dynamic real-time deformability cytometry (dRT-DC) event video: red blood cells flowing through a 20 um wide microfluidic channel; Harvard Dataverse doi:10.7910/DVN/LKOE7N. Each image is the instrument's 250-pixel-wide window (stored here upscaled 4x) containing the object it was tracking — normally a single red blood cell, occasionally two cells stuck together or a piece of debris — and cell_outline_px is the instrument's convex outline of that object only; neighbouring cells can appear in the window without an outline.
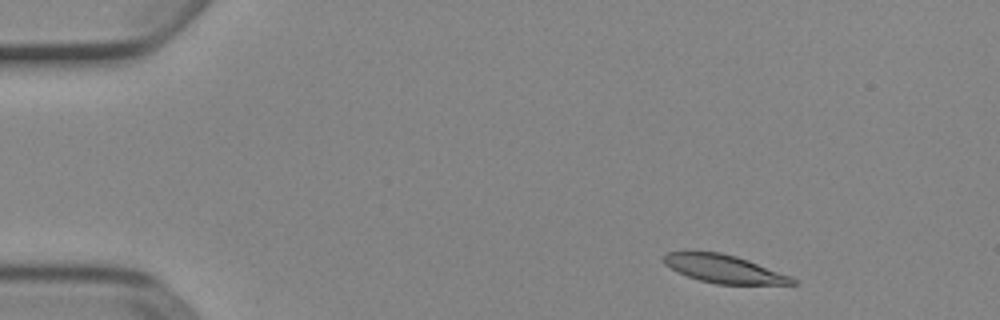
{"species": "Egyptian fruit bat (a non-hibernating species)", "species_latin": "Rousettus aegyptiacus", "temperature_condition": "cold", "stored_images_in_passage": 6, "camera_frame_rate_fps": 3000, "um_per_image_px": 0.085, "animal": {"sex": "female"}, "frame": {"image": 1, "passage_image": 1, "time_ms": 0.0, "image_size_px": [1000, 320], "cell_outline_px": [[796, 284], [716, 284], [700, 280], [676, 272], [664, 264], [660, 260], [660, 256], [668, 252], [720, 252], [736, 256], [748, 260], [788, 276], [796, 280]], "centroid_in_image_um": [61.43, 22.85], "position_along_channel_um": 23.6, "area_um2": 20.81}}
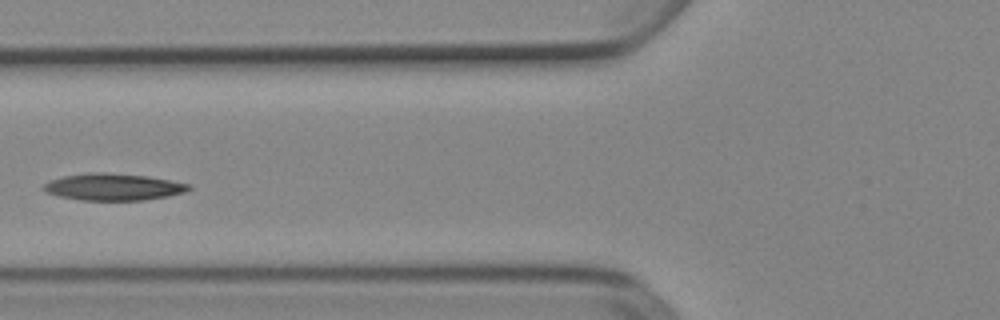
{"frame": {"image": 2, "passage_image": 5, "time_ms": 1.333, "image_size_px": [1000, 320], "cell_outline_px": [[192, 188], [184, 192], [168, 196], [144, 200], [80, 200], [60, 196], [44, 192], [44, 184], [48, 180], [64, 176], [88, 172], [104, 172], [148, 176], [192, 184]], "centroid_in_image_um": [9.64, 15.88], "position_along_channel_um": 116.2, "area_um2": 22.83}}
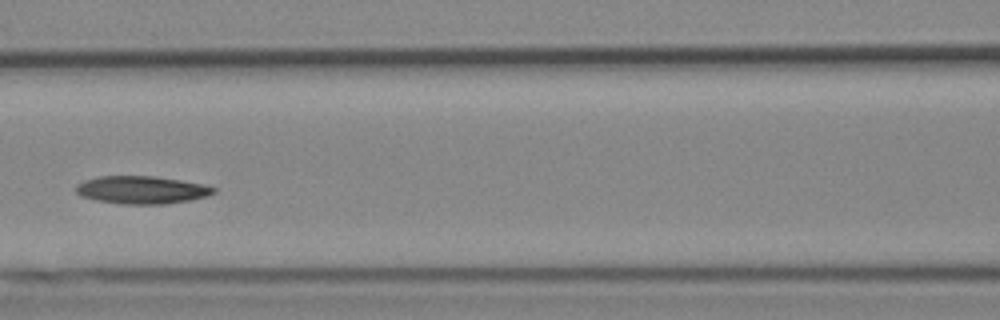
{"frame": {"image": 3, "passage_image": 6, "time_ms": 1.667, "image_size_px": [1000, 320], "cell_outline_px": [[216, 192], [208, 196], [188, 200], [164, 204], [124, 204], [96, 200], [80, 196], [76, 192], [76, 184], [84, 180], [100, 176], [152, 176], [180, 180], [204, 184], [216, 188]], "centroid_in_image_um": [12.04, 16.14], "position_along_channel_um": 154.6, "area_um2": 22.25}}